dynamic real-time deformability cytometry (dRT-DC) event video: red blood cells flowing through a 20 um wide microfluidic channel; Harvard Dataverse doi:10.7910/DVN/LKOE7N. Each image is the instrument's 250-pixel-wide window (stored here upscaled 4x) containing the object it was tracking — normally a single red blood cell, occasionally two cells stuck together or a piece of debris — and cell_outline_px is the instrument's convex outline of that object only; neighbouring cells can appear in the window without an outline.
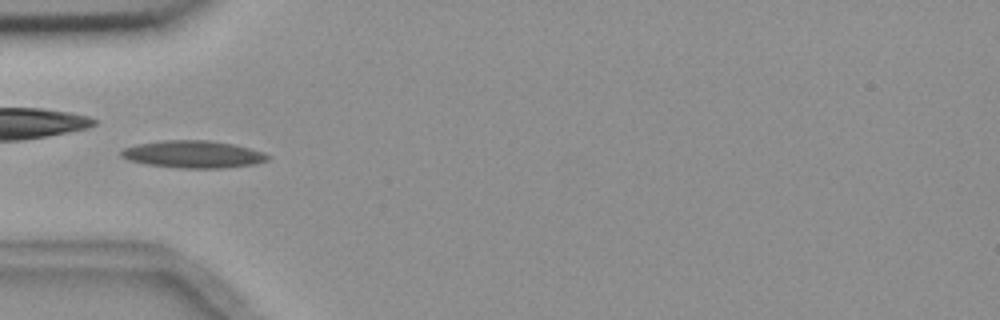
{"species": "common noctule bat (a hibernating species)", "species_latin": "Nyctalus noctula", "temperature_condition": "room temperature", "stored_images_in_passage": 8, "camera_frame_rate_fps": 3000, "um_per_image_px": 0.085, "animal": {"sex": "female", "body_mass_g": 18.4}, "frame": {"image": 1, "passage_image": 6, "time_ms": 6.0, "image_size_px": [1000, 320], "cell_outline_px": [[272, 156], [268, 160], [256, 164], [220, 168], [180, 168], [148, 164], [128, 160], [120, 156], [120, 152], [124, 148], [136, 144], [160, 140], [208, 140], [232, 144], [264, 152]], "centroid_in_image_um": [16.42, 13.11], "position_along_channel_um": 68.6, "area_um2": 23.35}}
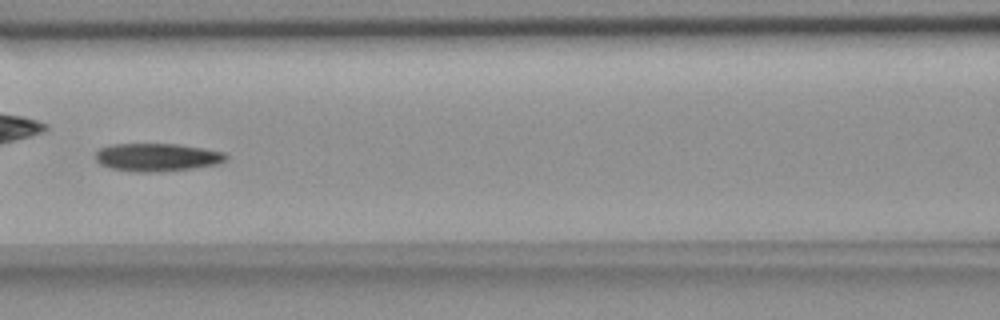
{"frame": {"image": 2, "passage_image": 8, "time_ms": 8.333, "image_size_px": [1000, 320], "cell_outline_px": [[228, 156], [220, 164], [192, 168], [160, 172], [132, 172], [112, 168], [100, 164], [96, 160], [96, 152], [100, 148], [112, 144], [176, 144], [224, 152]], "centroid_in_image_um": [13.34, 13.37], "position_along_channel_um": 153.3, "area_um2": 21.21}}